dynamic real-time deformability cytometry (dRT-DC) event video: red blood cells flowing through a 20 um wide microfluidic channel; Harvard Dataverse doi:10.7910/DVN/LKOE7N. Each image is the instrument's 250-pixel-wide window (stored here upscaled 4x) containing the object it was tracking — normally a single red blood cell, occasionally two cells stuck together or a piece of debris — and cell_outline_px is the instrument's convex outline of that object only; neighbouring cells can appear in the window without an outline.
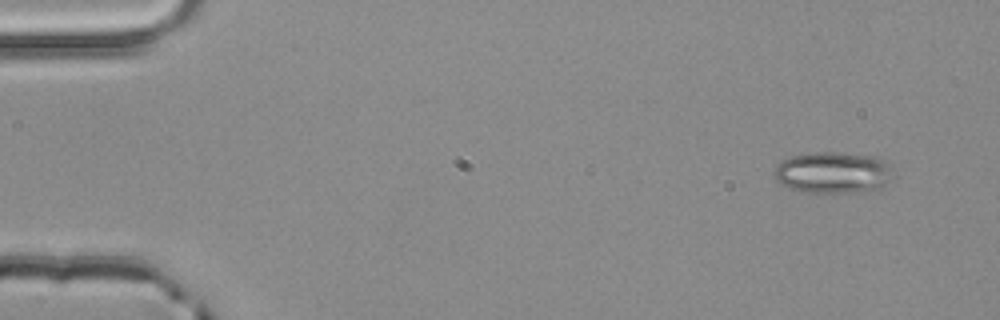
{"species": "common noctule bat (a hibernating species)", "species_latin": "Nyctalus noctula", "temperature_condition": "room temperature", "stored_images_in_passage": 4, "camera_frame_rate_fps": 3000, "um_per_image_px": 0.085, "animal": {"sex": "male", "body_mass_g": 20.4}, "frame": {"image": 1, "passage_image": 1, "time_ms": 0.0, "image_size_px": [1000, 320], "cell_outline_px": [[888, 180], [880, 188], [856, 192], [804, 192], [780, 184], [776, 180], [776, 164], [780, 160], [792, 156], [816, 152], [840, 152], [872, 156], [884, 160], [888, 164]], "centroid_in_image_um": [70.74, 14.65], "position_along_channel_um": 14.3, "area_um2": 28.15}}